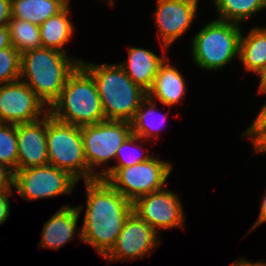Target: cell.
Instances as JSON below:
<instances>
[{
	"label": "cell",
	"mask_w": 266,
	"mask_h": 266,
	"mask_svg": "<svg viewBox=\"0 0 266 266\" xmlns=\"http://www.w3.org/2000/svg\"><path fill=\"white\" fill-rule=\"evenodd\" d=\"M128 59L120 63L127 76L138 86L148 92L166 56H158L154 52L138 48H128Z\"/></svg>",
	"instance_id": "obj_16"
},
{
	"label": "cell",
	"mask_w": 266,
	"mask_h": 266,
	"mask_svg": "<svg viewBox=\"0 0 266 266\" xmlns=\"http://www.w3.org/2000/svg\"><path fill=\"white\" fill-rule=\"evenodd\" d=\"M7 47H12L10 41L9 28L7 25L0 26V50Z\"/></svg>",
	"instance_id": "obj_31"
},
{
	"label": "cell",
	"mask_w": 266,
	"mask_h": 266,
	"mask_svg": "<svg viewBox=\"0 0 266 266\" xmlns=\"http://www.w3.org/2000/svg\"><path fill=\"white\" fill-rule=\"evenodd\" d=\"M258 91L261 94L266 93V89H259ZM242 134L252 140L254 147L266 136V104L262 105L256 119Z\"/></svg>",
	"instance_id": "obj_27"
},
{
	"label": "cell",
	"mask_w": 266,
	"mask_h": 266,
	"mask_svg": "<svg viewBox=\"0 0 266 266\" xmlns=\"http://www.w3.org/2000/svg\"><path fill=\"white\" fill-rule=\"evenodd\" d=\"M92 76L106 120L131 122L147 92L136 85L118 64L80 62Z\"/></svg>",
	"instance_id": "obj_2"
},
{
	"label": "cell",
	"mask_w": 266,
	"mask_h": 266,
	"mask_svg": "<svg viewBox=\"0 0 266 266\" xmlns=\"http://www.w3.org/2000/svg\"><path fill=\"white\" fill-rule=\"evenodd\" d=\"M21 53L13 46L0 50V84L20 80Z\"/></svg>",
	"instance_id": "obj_25"
},
{
	"label": "cell",
	"mask_w": 266,
	"mask_h": 266,
	"mask_svg": "<svg viewBox=\"0 0 266 266\" xmlns=\"http://www.w3.org/2000/svg\"><path fill=\"white\" fill-rule=\"evenodd\" d=\"M259 76H260V81H259V88L258 89H266V66L260 72Z\"/></svg>",
	"instance_id": "obj_35"
},
{
	"label": "cell",
	"mask_w": 266,
	"mask_h": 266,
	"mask_svg": "<svg viewBox=\"0 0 266 266\" xmlns=\"http://www.w3.org/2000/svg\"><path fill=\"white\" fill-rule=\"evenodd\" d=\"M68 4L69 0H11V18L40 26Z\"/></svg>",
	"instance_id": "obj_18"
},
{
	"label": "cell",
	"mask_w": 266,
	"mask_h": 266,
	"mask_svg": "<svg viewBox=\"0 0 266 266\" xmlns=\"http://www.w3.org/2000/svg\"><path fill=\"white\" fill-rule=\"evenodd\" d=\"M69 4L59 13L51 16L40 26L42 47L51 48L67 54L63 45L73 37L74 27L68 18Z\"/></svg>",
	"instance_id": "obj_19"
},
{
	"label": "cell",
	"mask_w": 266,
	"mask_h": 266,
	"mask_svg": "<svg viewBox=\"0 0 266 266\" xmlns=\"http://www.w3.org/2000/svg\"><path fill=\"white\" fill-rule=\"evenodd\" d=\"M153 14L161 38L163 51L170 48L178 37L190 27L196 14L198 0H156Z\"/></svg>",
	"instance_id": "obj_13"
},
{
	"label": "cell",
	"mask_w": 266,
	"mask_h": 266,
	"mask_svg": "<svg viewBox=\"0 0 266 266\" xmlns=\"http://www.w3.org/2000/svg\"><path fill=\"white\" fill-rule=\"evenodd\" d=\"M255 153H266V136L254 147Z\"/></svg>",
	"instance_id": "obj_34"
},
{
	"label": "cell",
	"mask_w": 266,
	"mask_h": 266,
	"mask_svg": "<svg viewBox=\"0 0 266 266\" xmlns=\"http://www.w3.org/2000/svg\"><path fill=\"white\" fill-rule=\"evenodd\" d=\"M7 26L11 45L21 54L42 47L38 25L11 18Z\"/></svg>",
	"instance_id": "obj_23"
},
{
	"label": "cell",
	"mask_w": 266,
	"mask_h": 266,
	"mask_svg": "<svg viewBox=\"0 0 266 266\" xmlns=\"http://www.w3.org/2000/svg\"><path fill=\"white\" fill-rule=\"evenodd\" d=\"M81 61L69 58L61 51L40 47L21 54L20 80L51 107L59 98L68 76Z\"/></svg>",
	"instance_id": "obj_3"
},
{
	"label": "cell",
	"mask_w": 266,
	"mask_h": 266,
	"mask_svg": "<svg viewBox=\"0 0 266 266\" xmlns=\"http://www.w3.org/2000/svg\"><path fill=\"white\" fill-rule=\"evenodd\" d=\"M174 67L166 57L155 75L151 89L147 92L150 99L155 96L161 104L171 107L181 102L187 89L183 75Z\"/></svg>",
	"instance_id": "obj_17"
},
{
	"label": "cell",
	"mask_w": 266,
	"mask_h": 266,
	"mask_svg": "<svg viewBox=\"0 0 266 266\" xmlns=\"http://www.w3.org/2000/svg\"><path fill=\"white\" fill-rule=\"evenodd\" d=\"M14 172L6 165L0 164V192L13 190Z\"/></svg>",
	"instance_id": "obj_28"
},
{
	"label": "cell",
	"mask_w": 266,
	"mask_h": 266,
	"mask_svg": "<svg viewBox=\"0 0 266 266\" xmlns=\"http://www.w3.org/2000/svg\"><path fill=\"white\" fill-rule=\"evenodd\" d=\"M139 140L142 139L133 133L128 138H126L123 144L119 147L116 154L115 159H117L118 164L110 168H125L150 159L152 156L148 155L147 153H144L142 155L138 153L139 150H135V148L138 147V145L136 146V144H138L137 142ZM132 148L134 150L131 151L130 149Z\"/></svg>",
	"instance_id": "obj_26"
},
{
	"label": "cell",
	"mask_w": 266,
	"mask_h": 266,
	"mask_svg": "<svg viewBox=\"0 0 266 266\" xmlns=\"http://www.w3.org/2000/svg\"><path fill=\"white\" fill-rule=\"evenodd\" d=\"M57 120L83 127L105 119L92 76L79 64L68 76L59 98L49 108Z\"/></svg>",
	"instance_id": "obj_4"
},
{
	"label": "cell",
	"mask_w": 266,
	"mask_h": 266,
	"mask_svg": "<svg viewBox=\"0 0 266 266\" xmlns=\"http://www.w3.org/2000/svg\"><path fill=\"white\" fill-rule=\"evenodd\" d=\"M218 20L241 23L266 8V0H213Z\"/></svg>",
	"instance_id": "obj_22"
},
{
	"label": "cell",
	"mask_w": 266,
	"mask_h": 266,
	"mask_svg": "<svg viewBox=\"0 0 266 266\" xmlns=\"http://www.w3.org/2000/svg\"><path fill=\"white\" fill-rule=\"evenodd\" d=\"M17 125L0 123V164L17 171Z\"/></svg>",
	"instance_id": "obj_24"
},
{
	"label": "cell",
	"mask_w": 266,
	"mask_h": 266,
	"mask_svg": "<svg viewBox=\"0 0 266 266\" xmlns=\"http://www.w3.org/2000/svg\"><path fill=\"white\" fill-rule=\"evenodd\" d=\"M13 190H6L0 192V225L6 222L9 217L10 211V195H12ZM9 196V197H8Z\"/></svg>",
	"instance_id": "obj_29"
},
{
	"label": "cell",
	"mask_w": 266,
	"mask_h": 266,
	"mask_svg": "<svg viewBox=\"0 0 266 266\" xmlns=\"http://www.w3.org/2000/svg\"><path fill=\"white\" fill-rule=\"evenodd\" d=\"M103 168L96 172V178L106 180L132 203L141 196L163 189L172 171L169 161L155 156L125 168Z\"/></svg>",
	"instance_id": "obj_7"
},
{
	"label": "cell",
	"mask_w": 266,
	"mask_h": 266,
	"mask_svg": "<svg viewBox=\"0 0 266 266\" xmlns=\"http://www.w3.org/2000/svg\"><path fill=\"white\" fill-rule=\"evenodd\" d=\"M49 164L68 172L77 181L96 179L88 170L81 127L65 123L47 114L46 133Z\"/></svg>",
	"instance_id": "obj_6"
},
{
	"label": "cell",
	"mask_w": 266,
	"mask_h": 266,
	"mask_svg": "<svg viewBox=\"0 0 266 266\" xmlns=\"http://www.w3.org/2000/svg\"><path fill=\"white\" fill-rule=\"evenodd\" d=\"M46 133L47 114L35 122L17 125V170L49 164Z\"/></svg>",
	"instance_id": "obj_14"
},
{
	"label": "cell",
	"mask_w": 266,
	"mask_h": 266,
	"mask_svg": "<svg viewBox=\"0 0 266 266\" xmlns=\"http://www.w3.org/2000/svg\"><path fill=\"white\" fill-rule=\"evenodd\" d=\"M230 266H266V262L264 261H259V262H250L247 260H244L243 258H240L238 260H236L233 264H231Z\"/></svg>",
	"instance_id": "obj_33"
},
{
	"label": "cell",
	"mask_w": 266,
	"mask_h": 266,
	"mask_svg": "<svg viewBox=\"0 0 266 266\" xmlns=\"http://www.w3.org/2000/svg\"><path fill=\"white\" fill-rule=\"evenodd\" d=\"M239 58L245 70L260 74L266 66V27H254L241 35Z\"/></svg>",
	"instance_id": "obj_20"
},
{
	"label": "cell",
	"mask_w": 266,
	"mask_h": 266,
	"mask_svg": "<svg viewBox=\"0 0 266 266\" xmlns=\"http://www.w3.org/2000/svg\"><path fill=\"white\" fill-rule=\"evenodd\" d=\"M154 99H150L148 96L141 102L139 108L136 111V114L131 123L132 133L139 136L143 140H147L152 137H155L161 127L167 120V116L161 117L158 119L155 111ZM158 117V118H157ZM163 123V124H162Z\"/></svg>",
	"instance_id": "obj_21"
},
{
	"label": "cell",
	"mask_w": 266,
	"mask_h": 266,
	"mask_svg": "<svg viewBox=\"0 0 266 266\" xmlns=\"http://www.w3.org/2000/svg\"><path fill=\"white\" fill-rule=\"evenodd\" d=\"M263 197L264 198L262 199V204H261L259 217H258L257 221L253 224V226L250 229V231H252L257 226L261 225L262 223L266 222V193L264 194Z\"/></svg>",
	"instance_id": "obj_32"
},
{
	"label": "cell",
	"mask_w": 266,
	"mask_h": 266,
	"mask_svg": "<svg viewBox=\"0 0 266 266\" xmlns=\"http://www.w3.org/2000/svg\"><path fill=\"white\" fill-rule=\"evenodd\" d=\"M85 185L86 212L77 236L104 258L114 247L133 205L104 179L88 180Z\"/></svg>",
	"instance_id": "obj_1"
},
{
	"label": "cell",
	"mask_w": 266,
	"mask_h": 266,
	"mask_svg": "<svg viewBox=\"0 0 266 266\" xmlns=\"http://www.w3.org/2000/svg\"><path fill=\"white\" fill-rule=\"evenodd\" d=\"M241 27L215 19L203 26L192 39L194 63L204 70H218L239 57Z\"/></svg>",
	"instance_id": "obj_5"
},
{
	"label": "cell",
	"mask_w": 266,
	"mask_h": 266,
	"mask_svg": "<svg viewBox=\"0 0 266 266\" xmlns=\"http://www.w3.org/2000/svg\"><path fill=\"white\" fill-rule=\"evenodd\" d=\"M22 80L0 85V123L24 124L39 120L49 107ZM43 114V115H42Z\"/></svg>",
	"instance_id": "obj_10"
},
{
	"label": "cell",
	"mask_w": 266,
	"mask_h": 266,
	"mask_svg": "<svg viewBox=\"0 0 266 266\" xmlns=\"http://www.w3.org/2000/svg\"><path fill=\"white\" fill-rule=\"evenodd\" d=\"M81 134L88 170L96 177L95 166L116 158L119 147L132 134V128L127 121L104 120L81 127Z\"/></svg>",
	"instance_id": "obj_8"
},
{
	"label": "cell",
	"mask_w": 266,
	"mask_h": 266,
	"mask_svg": "<svg viewBox=\"0 0 266 266\" xmlns=\"http://www.w3.org/2000/svg\"><path fill=\"white\" fill-rule=\"evenodd\" d=\"M157 232L133 211L126 219L114 247L104 257L106 261L122 262L143 259L157 248L160 241ZM139 257V258H138Z\"/></svg>",
	"instance_id": "obj_12"
},
{
	"label": "cell",
	"mask_w": 266,
	"mask_h": 266,
	"mask_svg": "<svg viewBox=\"0 0 266 266\" xmlns=\"http://www.w3.org/2000/svg\"><path fill=\"white\" fill-rule=\"evenodd\" d=\"M78 181L53 165L30 167L14 172L13 187L24 200L70 194Z\"/></svg>",
	"instance_id": "obj_9"
},
{
	"label": "cell",
	"mask_w": 266,
	"mask_h": 266,
	"mask_svg": "<svg viewBox=\"0 0 266 266\" xmlns=\"http://www.w3.org/2000/svg\"><path fill=\"white\" fill-rule=\"evenodd\" d=\"M83 206L64 205L44 224L39 245L43 248L57 250L74 239L76 226Z\"/></svg>",
	"instance_id": "obj_15"
},
{
	"label": "cell",
	"mask_w": 266,
	"mask_h": 266,
	"mask_svg": "<svg viewBox=\"0 0 266 266\" xmlns=\"http://www.w3.org/2000/svg\"><path fill=\"white\" fill-rule=\"evenodd\" d=\"M109 4L112 5V7H113L114 6V1L111 0Z\"/></svg>",
	"instance_id": "obj_36"
},
{
	"label": "cell",
	"mask_w": 266,
	"mask_h": 266,
	"mask_svg": "<svg viewBox=\"0 0 266 266\" xmlns=\"http://www.w3.org/2000/svg\"><path fill=\"white\" fill-rule=\"evenodd\" d=\"M11 20V0H0V26L8 25Z\"/></svg>",
	"instance_id": "obj_30"
},
{
	"label": "cell",
	"mask_w": 266,
	"mask_h": 266,
	"mask_svg": "<svg viewBox=\"0 0 266 266\" xmlns=\"http://www.w3.org/2000/svg\"><path fill=\"white\" fill-rule=\"evenodd\" d=\"M133 212L158 230L181 227L185 221L182 202L177 194L165 188L141 196L133 203Z\"/></svg>",
	"instance_id": "obj_11"
}]
</instances>
